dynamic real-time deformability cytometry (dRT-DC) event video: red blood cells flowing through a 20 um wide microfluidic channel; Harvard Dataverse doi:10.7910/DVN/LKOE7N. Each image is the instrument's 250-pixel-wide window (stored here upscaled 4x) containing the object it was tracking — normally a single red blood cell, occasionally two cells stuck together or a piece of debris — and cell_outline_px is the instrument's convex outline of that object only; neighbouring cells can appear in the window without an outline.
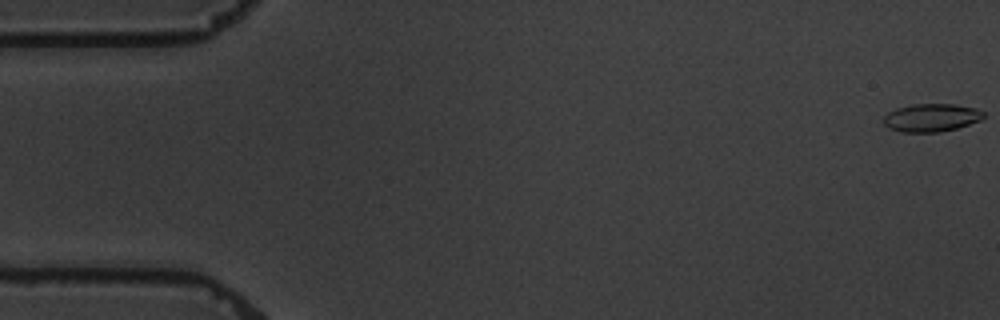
{"species": "common noctule bat (a hibernating species)", "species_latin": "Nyctalus noctula", "temperature_condition": "warm", "stored_images_in_passage": 5, "camera_frame_rate_fps": 3000, "um_per_image_px": 0.085, "animal": {"sex": "male", "body_mass_g": 19.5, "forearm_length_mm": 54.6}, "frame": {"image": 1, "passage_image": 1, "time_ms": 0.0, "image_size_px": [1000, 320], "cell_outline_px": [[984, 116], [980, 120], [956, 128], [940, 132], [900, 132], [888, 128], [884, 124], [884, 116], [888, 112], [896, 108], [912, 104], [956, 104], [976, 108], [984, 112]], "centroid_in_image_um": [79.14, 10.0], "position_along_channel_um": 5.9, "area_um2": 16.36}}